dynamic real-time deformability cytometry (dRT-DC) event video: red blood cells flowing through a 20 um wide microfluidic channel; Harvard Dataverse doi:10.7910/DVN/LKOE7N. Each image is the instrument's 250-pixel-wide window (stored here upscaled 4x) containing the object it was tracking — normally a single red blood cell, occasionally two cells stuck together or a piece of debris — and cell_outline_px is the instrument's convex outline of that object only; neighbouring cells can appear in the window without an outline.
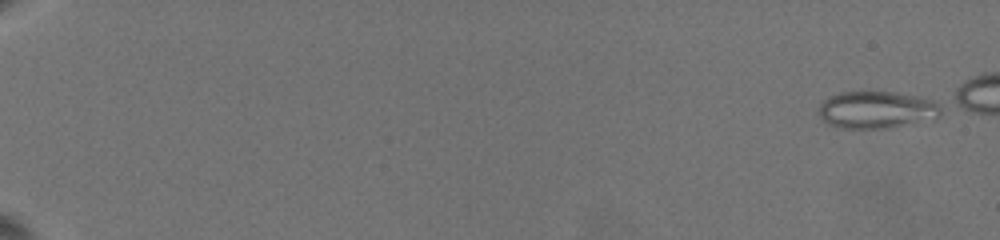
{"species": "common noctule bat (a hibernating species)", "species_latin": "Nyctalus noctula", "temperature_condition": "warm", "stored_images_in_passage": 20, "camera_frame_rate_fps": 3000, "um_per_image_px": 0.085, "animal": {"sex": "female", "body_mass_g": 19.5, "forearm_length_mm": 54.1}, "frame": {"image": 1, "passage_image": 1, "time_ms": 0.0, "image_size_px": [1000, 240], "cell_outline_px": [[940, 112], [936, 116], [888, 128], [840, 128], [828, 124], [820, 116], [820, 104], [824, 100], [840, 92], [896, 92], [920, 96], [932, 100], [940, 104]], "centroid_in_image_um": [74.47, 9.31], "position_along_channel_um": 10.5, "area_um2": 25.89}}
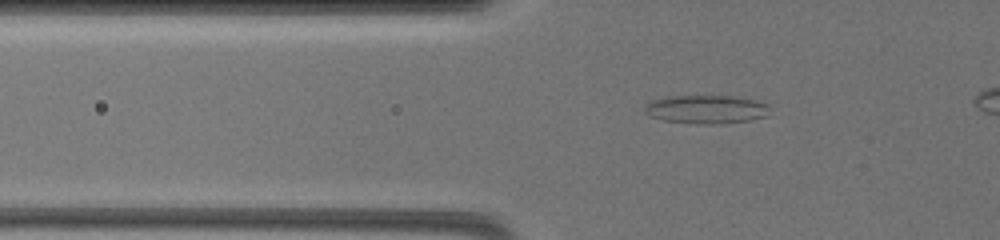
{"frame": {"image": 2, "passage_image": 17, "time_ms": 7.667, "image_size_px": [1000, 240], "cell_outline_px": [[768, 116], [748, 120], [720, 124], [696, 124], [664, 120], [652, 116], [644, 112], [644, 104], [652, 100], [664, 96], [732, 96], [752, 100], [768, 104]], "centroid_in_image_um": [59.98, 9.29], "position_along_channel_um": 65.8, "area_um2": 20.75}}